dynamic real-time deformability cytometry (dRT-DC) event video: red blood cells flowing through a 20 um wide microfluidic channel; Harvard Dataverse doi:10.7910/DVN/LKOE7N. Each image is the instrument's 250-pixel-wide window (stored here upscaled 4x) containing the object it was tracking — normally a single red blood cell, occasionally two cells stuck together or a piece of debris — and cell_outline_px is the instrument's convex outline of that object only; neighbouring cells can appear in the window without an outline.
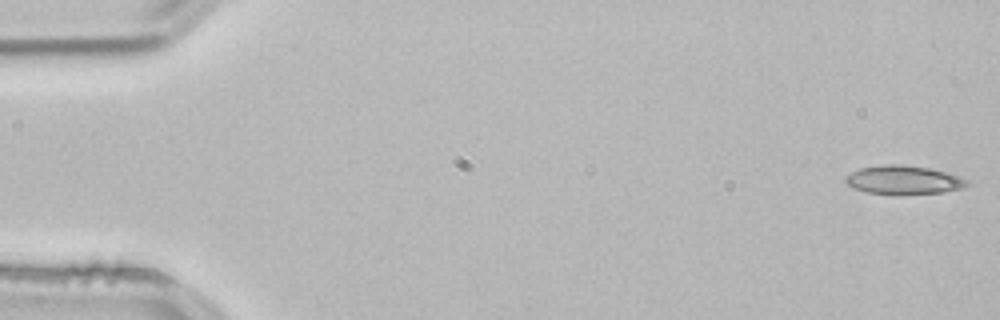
{"species": "common noctule bat (a hibernating species)", "species_latin": "Nyctalus noctula", "temperature_condition": "room temperature", "stored_images_in_passage": 48, "camera_frame_rate_fps": 3000, "um_per_image_px": 0.085, "animal": {"sex": "male", "body_mass_g": 21.5, "forearm_length_mm": 52.0}, "frame": {"image": 1, "passage_image": 1, "time_ms": 0.0, "image_size_px": [1000, 320], "cell_outline_px": [[972, 184], [964, 188], [944, 192], [868, 192], [856, 188], [848, 184], [844, 180], [844, 176], [860, 168], [880, 164], [900, 164], [932, 168], [968, 180]], "centroid_in_image_um": [76.83, 15.25], "position_along_channel_um": 8.2, "area_um2": 19.65}}
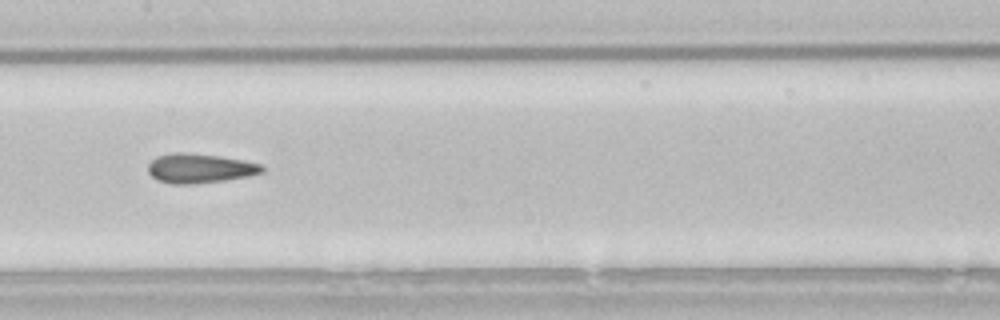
{"frame": {"image": 2, "passage_image": 26, "time_ms": 8.333, "image_size_px": [1000, 320], "cell_outline_px": [[264, 172], [248, 176], [224, 180], [192, 184], [172, 184], [156, 180], [148, 172], [148, 164], [156, 156], [172, 152], [184, 152], [220, 156], [244, 160], [260, 164], [264, 168]], "centroid_in_image_um": [16.95, 14.3], "position_along_channel_um": 190.4, "area_um2": 19.65}}
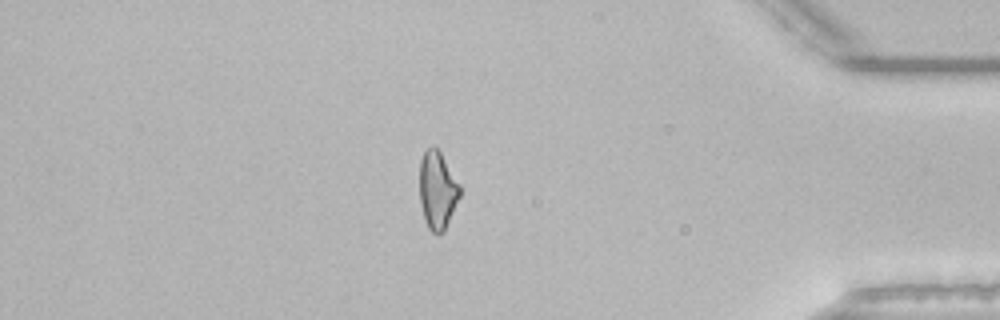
{"frame": {"image": 3, "passage_image": 45, "time_ms": 14.667, "image_size_px": [1000, 320], "cell_outline_px": [[460, 196], [444, 232], [432, 232], [428, 228], [424, 220], [420, 200], [420, 160], [424, 152], [428, 148], [436, 148], [440, 152], [460, 184]], "centroid_in_image_um": [37.18, 16.18], "position_along_channel_um": 398.0, "area_um2": 18.03}, "authors_computed_cell_mechanics": {"area_um2": 19.2763, "velocity_mm_per_s": 3.8501, "shape_relaxation_time_tau1_ms": null, "shape_relaxation_time_tau2_ms": 2.7921, "deformation_change_tau1": null, "deformation_change_tau2": 0.1171}}